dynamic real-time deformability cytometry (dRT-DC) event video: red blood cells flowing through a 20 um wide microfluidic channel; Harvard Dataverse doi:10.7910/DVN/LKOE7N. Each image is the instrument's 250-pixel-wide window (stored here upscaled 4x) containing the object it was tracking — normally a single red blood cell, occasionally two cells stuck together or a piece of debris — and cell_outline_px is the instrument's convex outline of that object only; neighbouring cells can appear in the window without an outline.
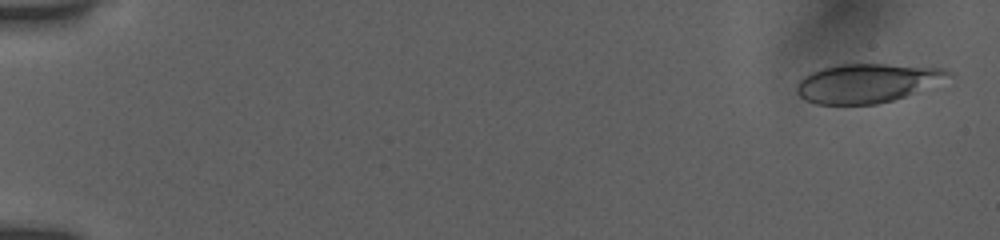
{"species": "human", "species_latin": "Homo sapiens", "temperature_condition": "room temperature", "stored_images_in_passage": 26, "camera_frame_rate_fps": 3000, "um_per_image_px": 0.085, "donor": {"sex": "female"}, "frame": {"image": 1, "passage_image": 2, "time_ms": 0.333, "image_size_px": [1000, 240], "cell_outline_px": [[948, 72], [904, 96], [892, 100], [876, 104], [816, 104], [800, 96], [796, 92], [796, 88], [800, 80], [824, 68], [840, 64], [884, 64], [940, 68]], "centroid_in_image_um": [73.49, 7.07], "position_along_channel_um": 11.5, "area_um2": 32.37}}
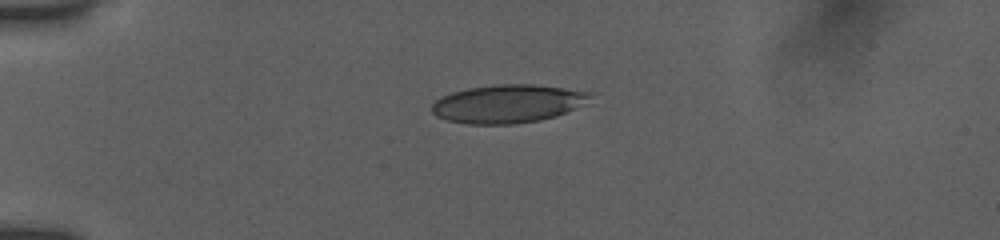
{"frame": {"image": 2, "passage_image": 19, "time_ms": 4.333, "image_size_px": [1000, 240], "cell_outline_px": [[588, 96], [572, 108], [564, 112], [540, 120], [512, 124], [468, 124], [448, 120], [436, 116], [432, 112], [432, 104], [436, 100], [452, 92], [468, 88], [500, 84], [532, 84], [588, 92]], "centroid_in_image_um": [43.01, 8.82], "position_along_channel_um": 42.0, "area_um2": 34.16}}